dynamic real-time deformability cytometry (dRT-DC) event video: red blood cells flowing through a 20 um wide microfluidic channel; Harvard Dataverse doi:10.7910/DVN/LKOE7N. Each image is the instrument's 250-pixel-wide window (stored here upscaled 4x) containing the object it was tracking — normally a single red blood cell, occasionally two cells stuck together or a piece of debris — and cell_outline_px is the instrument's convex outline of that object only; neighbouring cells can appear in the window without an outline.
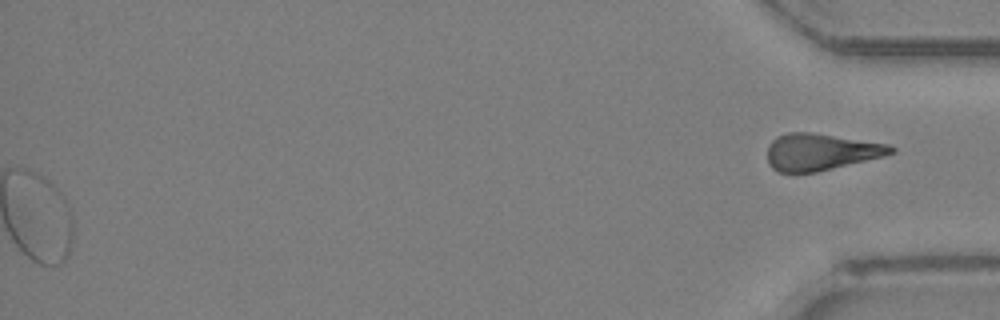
{"species": "Egyptian fruit bat (a non-hibernating species)", "species_latin": "Rousettus aegyptiacus", "temperature_condition": "room temperature", "stored_images_in_passage": 33, "segment_of_instrument_passage": [2, 2], "camera_frame_rate_fps": 3000, "um_per_image_px": 0.085, "animal": {"sex": "female"}, "frame": {"image": 1, "passage_image": 33, "time_ms": 10.667, "image_size_px": [1000, 320], "cell_outline_px": [[896, 152], [884, 156], [816, 172], [776, 172], [768, 164], [768, 144], [776, 136], [788, 132], [808, 132], [888, 144], [896, 148]], "centroid_in_image_um": [69.74, 12.91], "position_along_channel_um": 365.5, "area_um2": 26.36}}